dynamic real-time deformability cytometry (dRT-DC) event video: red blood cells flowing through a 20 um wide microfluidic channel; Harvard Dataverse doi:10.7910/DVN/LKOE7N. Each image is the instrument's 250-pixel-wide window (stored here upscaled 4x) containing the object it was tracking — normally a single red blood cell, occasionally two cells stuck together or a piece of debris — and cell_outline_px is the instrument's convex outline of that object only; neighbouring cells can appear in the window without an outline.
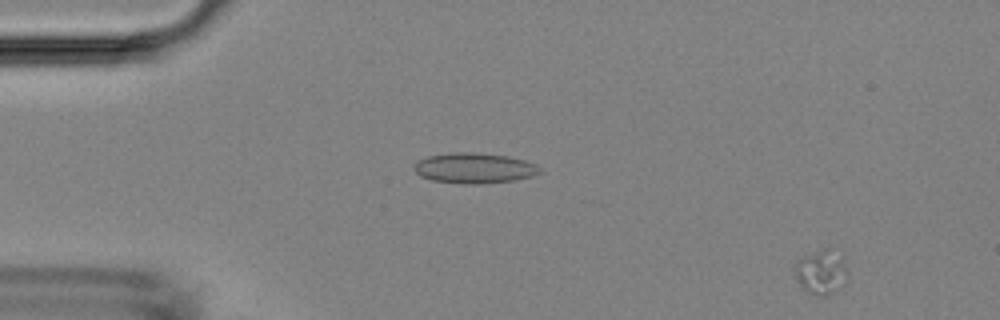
{"species": "Egyptian fruit bat (a non-hibernating species)", "species_latin": "Rousettus aegyptiacus", "temperature_condition": "room temperature", "stored_images_in_passage": 47, "camera_frame_rate_fps": 3000, "um_per_image_px": 0.085, "animal": {"sex": "female"}, "frame": {"image": 1, "passage_image": 1, "time_ms": 0.0, "image_size_px": [1000, 320], "cell_outline_px": [[848, 272], [844, 284], [836, 292], [828, 296], [816, 296], [804, 292], [796, 280], [792, 268], [792, 264], [796, 260], [804, 256], [824, 248], [828, 248], [840, 260]], "centroid_in_image_um": [69.7, 23.2], "position_along_channel_um": 15.3, "area_um2": 13.81}}
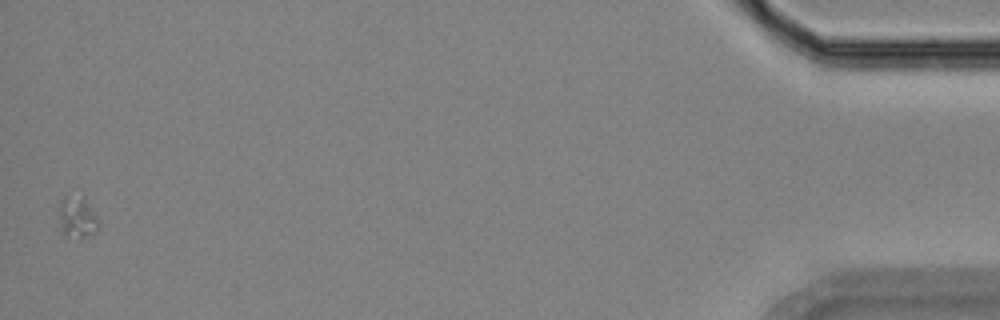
{"frame": {"image": 2, "passage_image": 47, "time_ms": 15.333, "image_size_px": [1000, 320], "cell_outline_px": [[100, 228], [96, 232], [80, 240], [68, 236], [60, 232], [60, 200], [64, 196], [84, 196], [100, 220]], "centroid_in_image_um": [6.61, 18.5], "position_along_channel_um": 428.6, "area_um2": 10.0}}